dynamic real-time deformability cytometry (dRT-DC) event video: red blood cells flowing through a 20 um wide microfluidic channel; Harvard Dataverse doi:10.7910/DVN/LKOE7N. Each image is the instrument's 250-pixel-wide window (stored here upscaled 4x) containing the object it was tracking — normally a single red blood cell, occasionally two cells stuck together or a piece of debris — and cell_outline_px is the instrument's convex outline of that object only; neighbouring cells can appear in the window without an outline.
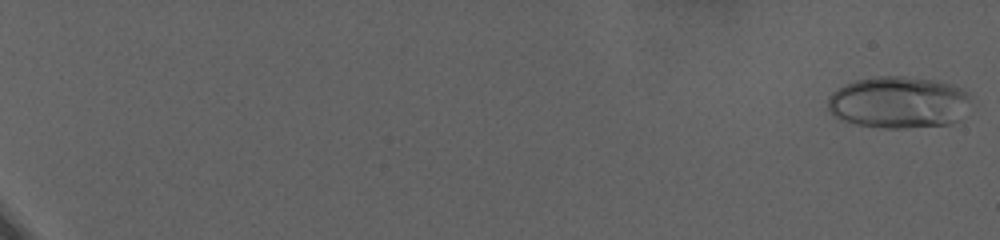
{"species": "human", "species_latin": "Homo sapiens", "temperature_condition": "warm", "stored_images_in_passage": 68, "camera_frame_rate_fps": 3000, "um_per_image_px": 0.085, "donor": {"sex": "female"}, "frame": {"image": 1, "passage_image": 1, "time_ms": 0.0, "image_size_px": [1000, 240], "cell_outline_px": [[972, 96], [960, 120], [948, 124], [904, 128], [884, 128], [856, 124], [840, 120], [832, 116], [828, 112], [828, 96], [832, 92], [844, 84], [856, 80], [880, 76], [904, 76], [940, 80], [952, 84], [968, 92]], "centroid_in_image_um": [76.37, 8.69], "position_along_channel_um": 8.6, "area_um2": 43.75}}
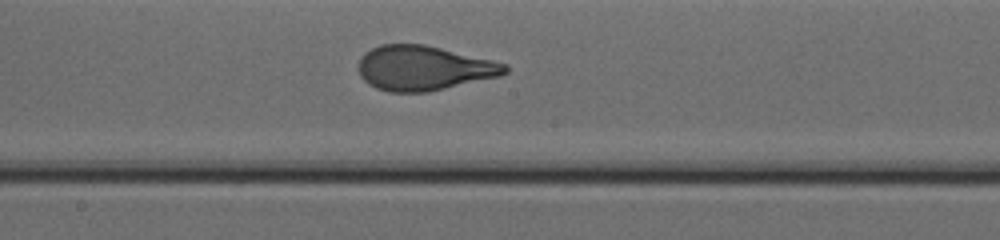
{"frame": {"image": 2, "passage_image": 49, "time_ms": 16.0, "image_size_px": [1000, 240], "cell_outline_px": [[508, 72], [500, 76], [428, 92], [388, 92], [376, 88], [368, 84], [360, 76], [360, 56], [364, 52], [380, 44], [424, 44], [492, 60], [508, 64]], "centroid_in_image_um": [36.01, 5.79], "position_along_channel_um": 212.2, "area_um2": 38.15}}
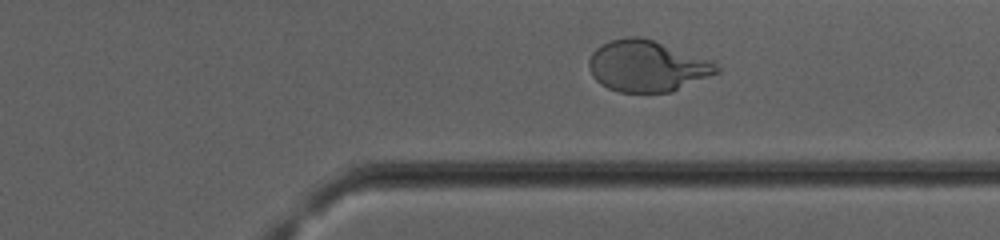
{"frame": {"image": 3, "passage_image": 64, "time_ms": 21.0, "image_size_px": [1000, 240], "cell_outline_px": [[720, 72], [672, 92], [620, 92], [608, 88], [600, 84], [592, 76], [588, 68], [588, 60], [592, 52], [600, 44], [612, 40], [628, 36], [640, 36], [712, 60], [720, 68]], "centroid_in_image_um": [54.98, 5.62], "position_along_channel_um": 356.4, "area_um2": 38.26}, "authors_computed_cell_mechanics": {"area_um2": 38.3214, "velocity_mm_per_s": 2.8927, "shape_relaxation_time_tau1_ms": 5.7148, "shape_relaxation_time_tau2_ms": null, "deformation_change_tau1": 0.2343, "deformation_change_tau2": null}}